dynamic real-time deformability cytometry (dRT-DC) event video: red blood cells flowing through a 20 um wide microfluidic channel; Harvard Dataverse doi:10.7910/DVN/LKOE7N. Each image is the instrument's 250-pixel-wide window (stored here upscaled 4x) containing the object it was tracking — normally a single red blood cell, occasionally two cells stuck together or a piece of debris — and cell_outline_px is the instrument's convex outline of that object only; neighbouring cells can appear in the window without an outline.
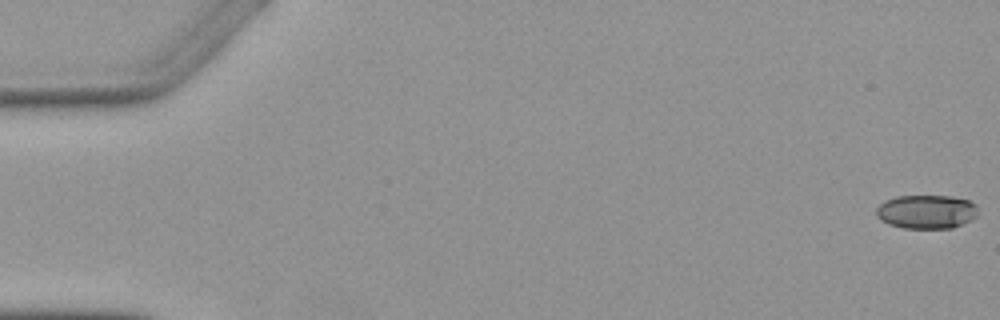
{"species": "Egyptian fruit bat (a non-hibernating species)", "species_latin": "Rousettus aegyptiacus", "temperature_condition": "warm", "stored_images_in_passage": 7, "camera_frame_rate_fps": 3000, "um_per_image_px": 0.085, "animal": {"sex": "female"}, "frame": {"image": 1, "passage_image": 1, "time_ms": 0.0, "image_size_px": [1000, 320], "cell_outline_px": [[976, 216], [972, 220], [952, 228], [904, 228], [888, 224], [880, 220], [876, 216], [876, 208], [884, 200], [896, 196], [948, 196], [968, 200], [976, 204]], "centroid_in_image_um": [78.72, 18.0], "position_along_channel_um": 6.3, "area_um2": 20.11}}
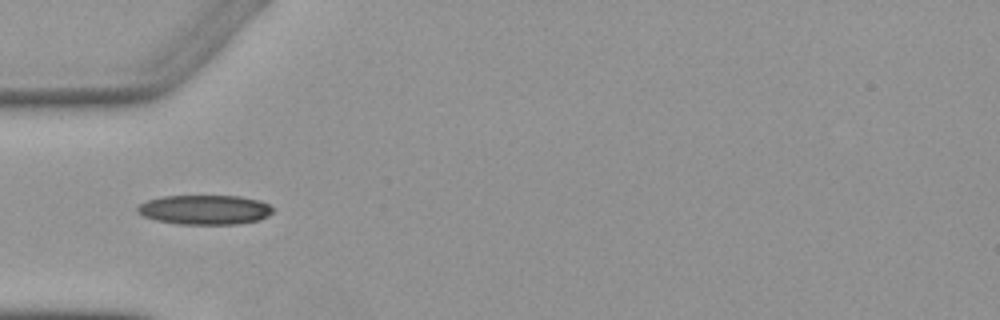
{"frame": {"image": 2, "passage_image": 4, "time_ms": 5.667, "image_size_px": [1000, 320], "cell_outline_px": [[272, 212], [268, 216], [260, 220], [240, 224], [180, 224], [156, 220], [144, 216], [136, 212], [136, 208], [140, 204], [148, 200], [164, 196], [240, 196], [260, 200], [268, 204], [272, 208]], "centroid_in_image_um": [17.42, 17.83], "position_along_channel_um": 67.6, "area_um2": 23.35}}
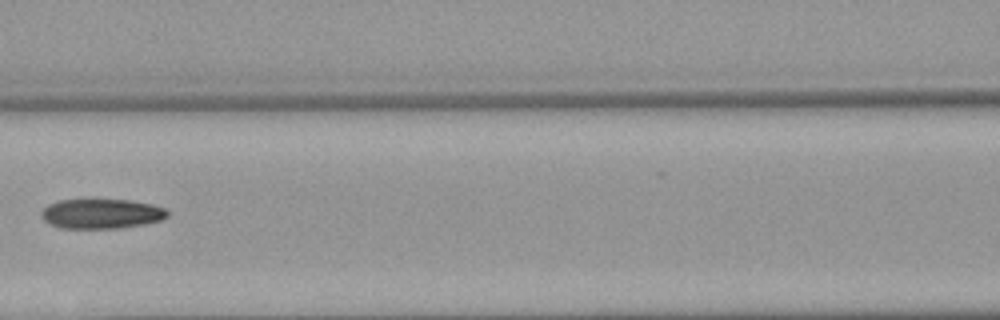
{"frame": {"image": 3, "passage_image": 6, "time_ms": 8.0, "image_size_px": [1000, 320], "cell_outline_px": [[168, 216], [160, 220], [144, 224], [120, 228], [60, 228], [48, 224], [40, 216], [40, 212], [48, 204], [60, 200], [132, 200], [152, 204], [164, 208], [168, 212]], "centroid_in_image_um": [8.59, 18.17], "position_along_channel_um": 158.0, "area_um2": 21.91}}